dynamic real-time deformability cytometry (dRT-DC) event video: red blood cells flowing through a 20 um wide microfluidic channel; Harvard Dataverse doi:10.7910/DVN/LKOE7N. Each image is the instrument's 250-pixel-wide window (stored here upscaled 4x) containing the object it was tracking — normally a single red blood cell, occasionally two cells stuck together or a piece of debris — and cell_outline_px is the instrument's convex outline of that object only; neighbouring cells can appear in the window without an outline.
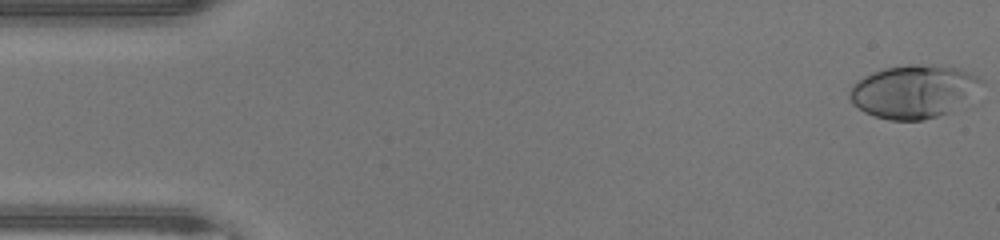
{"species": "human", "species_latin": "Homo sapiens", "temperature_condition": "warm", "stored_images_in_passage": 47, "camera_frame_rate_fps": 3000, "um_per_image_px": 0.085, "donor": {"sex": "male"}, "frame": {"image": 1, "passage_image": 1, "time_ms": 0.0, "image_size_px": [1000, 240], "cell_outline_px": [[984, 80], [952, 112], [924, 120], [888, 120], [864, 112], [852, 104], [848, 96], [848, 92], [852, 84], [864, 76], [872, 72], [884, 68], [908, 64], [936, 64], [960, 68], [980, 76]], "centroid_in_image_um": [77.61, 7.76], "position_along_channel_um": 7.4, "area_um2": 40.92}}
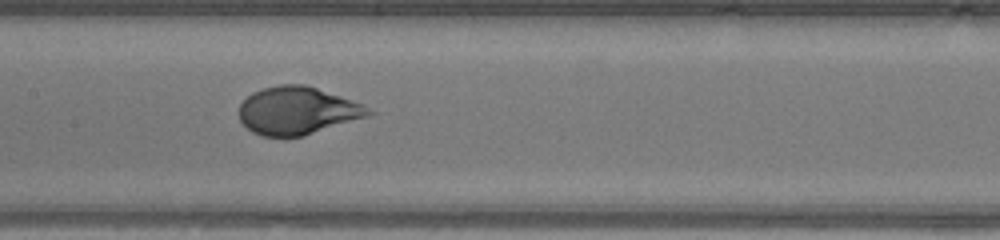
{"frame": {"image": 2, "passage_image": 23, "time_ms": 7.333, "image_size_px": [1000, 240], "cell_outline_px": [[376, 112], [368, 116], [304, 136], [260, 136], [252, 132], [240, 120], [236, 112], [240, 104], [252, 92], [264, 88], [280, 84], [304, 84], [364, 104]], "centroid_in_image_um": [25.26, 9.41], "position_along_channel_um": 182.1, "area_um2": 36.07}}
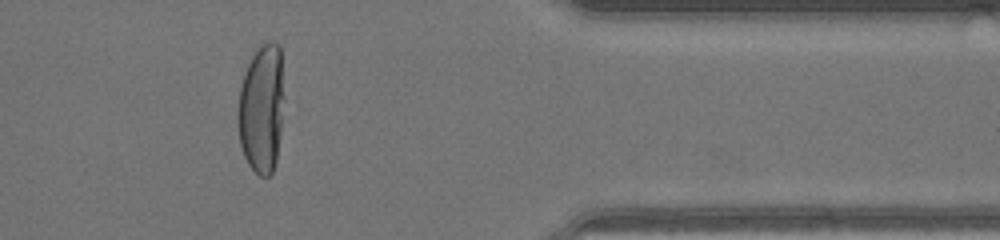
{"frame": {"image": 3, "passage_image": 39, "time_ms": 12.667, "image_size_px": [1000, 240], "cell_outline_px": [[284, 116], [276, 160], [272, 172], [268, 176], [260, 176], [248, 164], [244, 156], [240, 144], [236, 116], [236, 112], [240, 84], [244, 72], [256, 48], [264, 40], [276, 40], [280, 44], [284, 100]], "centroid_in_image_um": [22.24, 9.17], "position_along_channel_um": 389.2, "area_um2": 35.84}, "authors_computed_cell_mechanics": {"area_um2": 36.8764, "velocity_mm_per_s": 4.3493, "shape_relaxation_time_tau1_ms": 4.5579, "shape_relaxation_time_tau2_ms": null, "deformation_change_tau1": 0.2772, "deformation_change_tau2": null}}